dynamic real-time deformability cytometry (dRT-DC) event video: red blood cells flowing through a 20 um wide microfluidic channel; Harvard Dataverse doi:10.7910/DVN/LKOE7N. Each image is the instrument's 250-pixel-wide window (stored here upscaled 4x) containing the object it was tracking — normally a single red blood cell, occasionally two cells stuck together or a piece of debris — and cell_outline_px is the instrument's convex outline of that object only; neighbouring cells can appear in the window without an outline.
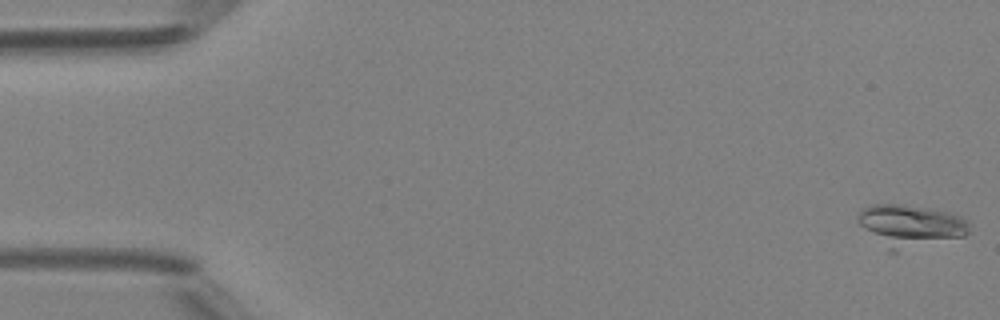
{"species": "Egyptian fruit bat (a non-hibernating species)", "species_latin": "Rousettus aegyptiacus", "temperature_condition": "room temperature", "stored_images_in_passage": 50, "camera_frame_rate_fps": 3000, "um_per_image_px": 0.085, "animal": {"sex": "female"}, "frame": {"image": 1, "passage_image": 1, "time_ms": 0.0, "image_size_px": [1000, 320], "cell_outline_px": [[968, 232], [964, 236], [896, 252], [888, 252], [860, 224], [856, 216], [864, 208], [872, 204], [904, 204], [932, 208], [952, 212], [968, 220]], "centroid_in_image_um": [77.39, 19.17], "position_along_channel_um": 7.6, "area_um2": 27.4}}
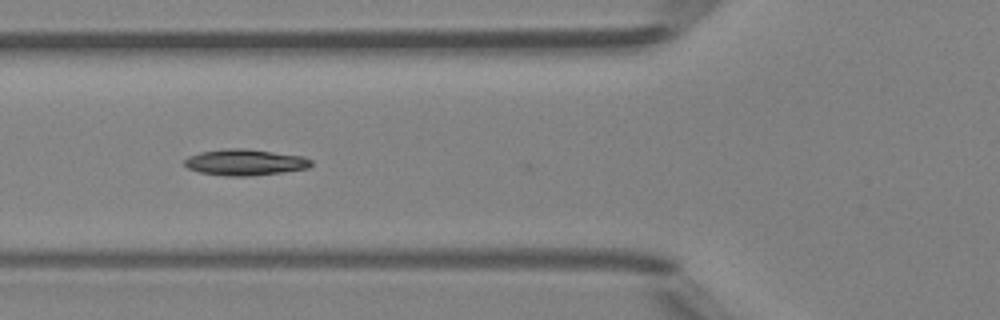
{"frame": {"image": 2, "passage_image": 19, "time_ms": 6.0, "image_size_px": [1000, 320], "cell_outline_px": [[312, 164], [308, 168], [280, 172], [248, 176], [228, 176], [200, 172], [188, 168], [184, 164], [184, 160], [188, 156], [200, 152], [224, 148], [244, 148], [304, 156], [312, 160]], "centroid_in_image_um": [20.81, 13.78], "position_along_channel_um": 105.0, "area_um2": 19.25}}
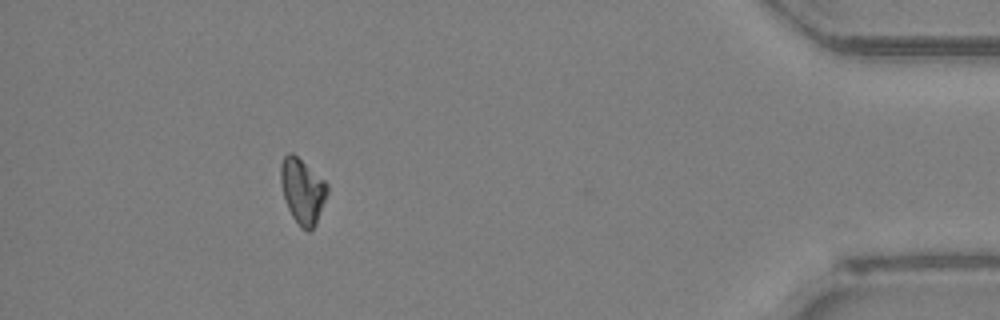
{"frame": {"image": 3, "passage_image": 45, "time_ms": 14.667, "image_size_px": [1000, 320], "cell_outline_px": [[328, 192], [316, 224], [308, 232], [300, 228], [292, 216], [288, 208], [284, 196], [280, 180], [280, 164], [284, 156], [288, 152], [292, 152], [324, 180], [328, 184]], "centroid_in_image_um": [25.7, 16.24], "position_along_channel_um": 409.5, "area_um2": 17.63}, "authors_computed_cell_mechanics": {"area_um2": 18.1781, "velocity_mm_per_s": 4.1739, "shape_relaxation_time_tau1_ms": 8.7549, "shape_relaxation_time_tau2_ms": null, "deformation_change_tau1": 0.1968, "deformation_change_tau2": null}}